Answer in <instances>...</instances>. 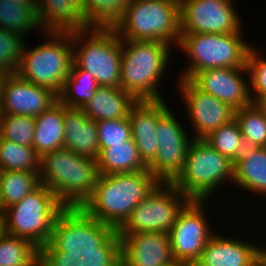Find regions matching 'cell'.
Returning a JSON list of instances; mask_svg holds the SVG:
<instances>
[{
  "instance_id": "74e56055",
  "label": "cell",
  "mask_w": 266,
  "mask_h": 266,
  "mask_svg": "<svg viewBox=\"0 0 266 266\" xmlns=\"http://www.w3.org/2000/svg\"><path fill=\"white\" fill-rule=\"evenodd\" d=\"M81 266H109V265L95 252H91L85 254Z\"/></svg>"
},
{
  "instance_id": "44dd1931",
  "label": "cell",
  "mask_w": 266,
  "mask_h": 266,
  "mask_svg": "<svg viewBox=\"0 0 266 266\" xmlns=\"http://www.w3.org/2000/svg\"><path fill=\"white\" fill-rule=\"evenodd\" d=\"M40 27L46 32H72L89 28L84 19L83 0H37Z\"/></svg>"
},
{
  "instance_id": "52a82bcc",
  "label": "cell",
  "mask_w": 266,
  "mask_h": 266,
  "mask_svg": "<svg viewBox=\"0 0 266 266\" xmlns=\"http://www.w3.org/2000/svg\"><path fill=\"white\" fill-rule=\"evenodd\" d=\"M242 33L181 34L177 46L190 61L179 78L190 80L197 72L211 68L245 67L251 44Z\"/></svg>"
},
{
  "instance_id": "60d3db41",
  "label": "cell",
  "mask_w": 266,
  "mask_h": 266,
  "mask_svg": "<svg viewBox=\"0 0 266 266\" xmlns=\"http://www.w3.org/2000/svg\"><path fill=\"white\" fill-rule=\"evenodd\" d=\"M12 3L19 5H27L29 7H37V0H10Z\"/></svg>"
},
{
  "instance_id": "2e32d148",
  "label": "cell",
  "mask_w": 266,
  "mask_h": 266,
  "mask_svg": "<svg viewBox=\"0 0 266 266\" xmlns=\"http://www.w3.org/2000/svg\"><path fill=\"white\" fill-rule=\"evenodd\" d=\"M242 74L249 75L246 66L211 68L197 72L190 81L202 92L211 94L237 110L252 103L249 81H246Z\"/></svg>"
},
{
  "instance_id": "277c9868",
  "label": "cell",
  "mask_w": 266,
  "mask_h": 266,
  "mask_svg": "<svg viewBox=\"0 0 266 266\" xmlns=\"http://www.w3.org/2000/svg\"><path fill=\"white\" fill-rule=\"evenodd\" d=\"M171 45L122 40L120 87L137 100H161L158 83L168 67Z\"/></svg>"
},
{
  "instance_id": "7a4b0ae2",
  "label": "cell",
  "mask_w": 266,
  "mask_h": 266,
  "mask_svg": "<svg viewBox=\"0 0 266 266\" xmlns=\"http://www.w3.org/2000/svg\"><path fill=\"white\" fill-rule=\"evenodd\" d=\"M5 233L29 240L49 259L83 261L72 230V214L41 184L6 208Z\"/></svg>"
},
{
  "instance_id": "d6986e66",
  "label": "cell",
  "mask_w": 266,
  "mask_h": 266,
  "mask_svg": "<svg viewBox=\"0 0 266 266\" xmlns=\"http://www.w3.org/2000/svg\"><path fill=\"white\" fill-rule=\"evenodd\" d=\"M241 241L215 233L193 266H257L261 263L262 245Z\"/></svg>"
},
{
  "instance_id": "f35d334b",
  "label": "cell",
  "mask_w": 266,
  "mask_h": 266,
  "mask_svg": "<svg viewBox=\"0 0 266 266\" xmlns=\"http://www.w3.org/2000/svg\"><path fill=\"white\" fill-rule=\"evenodd\" d=\"M83 261L49 259L43 266H81Z\"/></svg>"
},
{
  "instance_id": "484cf974",
  "label": "cell",
  "mask_w": 266,
  "mask_h": 266,
  "mask_svg": "<svg viewBox=\"0 0 266 266\" xmlns=\"http://www.w3.org/2000/svg\"><path fill=\"white\" fill-rule=\"evenodd\" d=\"M48 260L27 239L7 233L0 238V266H43Z\"/></svg>"
},
{
  "instance_id": "d4e9b609",
  "label": "cell",
  "mask_w": 266,
  "mask_h": 266,
  "mask_svg": "<svg viewBox=\"0 0 266 266\" xmlns=\"http://www.w3.org/2000/svg\"><path fill=\"white\" fill-rule=\"evenodd\" d=\"M96 163L98 173L102 175L148 170L133 139L124 141L122 144L111 145V147L99 148Z\"/></svg>"
},
{
  "instance_id": "f546056e",
  "label": "cell",
  "mask_w": 266,
  "mask_h": 266,
  "mask_svg": "<svg viewBox=\"0 0 266 266\" xmlns=\"http://www.w3.org/2000/svg\"><path fill=\"white\" fill-rule=\"evenodd\" d=\"M132 0H83L84 19L88 27L112 28Z\"/></svg>"
},
{
  "instance_id": "d590c367",
  "label": "cell",
  "mask_w": 266,
  "mask_h": 266,
  "mask_svg": "<svg viewBox=\"0 0 266 266\" xmlns=\"http://www.w3.org/2000/svg\"><path fill=\"white\" fill-rule=\"evenodd\" d=\"M99 148L122 144L132 139L131 125L128 117L96 121Z\"/></svg>"
},
{
  "instance_id": "ab89813d",
  "label": "cell",
  "mask_w": 266,
  "mask_h": 266,
  "mask_svg": "<svg viewBox=\"0 0 266 266\" xmlns=\"http://www.w3.org/2000/svg\"><path fill=\"white\" fill-rule=\"evenodd\" d=\"M253 103L266 117V94L256 98Z\"/></svg>"
},
{
  "instance_id": "7bdbcfd3",
  "label": "cell",
  "mask_w": 266,
  "mask_h": 266,
  "mask_svg": "<svg viewBox=\"0 0 266 266\" xmlns=\"http://www.w3.org/2000/svg\"><path fill=\"white\" fill-rule=\"evenodd\" d=\"M5 234V216L2 211H0V238Z\"/></svg>"
},
{
  "instance_id": "ffe728a7",
  "label": "cell",
  "mask_w": 266,
  "mask_h": 266,
  "mask_svg": "<svg viewBox=\"0 0 266 266\" xmlns=\"http://www.w3.org/2000/svg\"><path fill=\"white\" fill-rule=\"evenodd\" d=\"M64 147L84 157L98 158L97 124L80 108L64 105Z\"/></svg>"
},
{
  "instance_id": "ac0fdd59",
  "label": "cell",
  "mask_w": 266,
  "mask_h": 266,
  "mask_svg": "<svg viewBox=\"0 0 266 266\" xmlns=\"http://www.w3.org/2000/svg\"><path fill=\"white\" fill-rule=\"evenodd\" d=\"M164 99L138 100L130 109L128 119L131 125L132 139L139 155L148 166L158 150L157 122L158 118L168 109Z\"/></svg>"
},
{
  "instance_id": "f1b7e54d",
  "label": "cell",
  "mask_w": 266,
  "mask_h": 266,
  "mask_svg": "<svg viewBox=\"0 0 266 266\" xmlns=\"http://www.w3.org/2000/svg\"><path fill=\"white\" fill-rule=\"evenodd\" d=\"M0 28L21 36L40 28L37 7L19 5L10 0H0Z\"/></svg>"
},
{
  "instance_id": "7402d4cb",
  "label": "cell",
  "mask_w": 266,
  "mask_h": 266,
  "mask_svg": "<svg viewBox=\"0 0 266 266\" xmlns=\"http://www.w3.org/2000/svg\"><path fill=\"white\" fill-rule=\"evenodd\" d=\"M138 100L121 87L99 86L93 97L81 109L93 121L128 117Z\"/></svg>"
},
{
  "instance_id": "cb8c5ba5",
  "label": "cell",
  "mask_w": 266,
  "mask_h": 266,
  "mask_svg": "<svg viewBox=\"0 0 266 266\" xmlns=\"http://www.w3.org/2000/svg\"><path fill=\"white\" fill-rule=\"evenodd\" d=\"M64 147V104L58 99L45 112L35 117L32 148L42 157Z\"/></svg>"
},
{
  "instance_id": "1f68e13d",
  "label": "cell",
  "mask_w": 266,
  "mask_h": 266,
  "mask_svg": "<svg viewBox=\"0 0 266 266\" xmlns=\"http://www.w3.org/2000/svg\"><path fill=\"white\" fill-rule=\"evenodd\" d=\"M234 119L239 124L245 146L266 147V117L253 102L235 110Z\"/></svg>"
},
{
  "instance_id": "3957f363",
  "label": "cell",
  "mask_w": 266,
  "mask_h": 266,
  "mask_svg": "<svg viewBox=\"0 0 266 266\" xmlns=\"http://www.w3.org/2000/svg\"><path fill=\"white\" fill-rule=\"evenodd\" d=\"M95 159L62 147L40 157L39 180L73 214L95 189L98 178Z\"/></svg>"
},
{
  "instance_id": "83f0119b",
  "label": "cell",
  "mask_w": 266,
  "mask_h": 266,
  "mask_svg": "<svg viewBox=\"0 0 266 266\" xmlns=\"http://www.w3.org/2000/svg\"><path fill=\"white\" fill-rule=\"evenodd\" d=\"M99 87L95 78L87 71L72 64L58 99L68 108H82L93 97Z\"/></svg>"
},
{
  "instance_id": "9a60e30c",
  "label": "cell",
  "mask_w": 266,
  "mask_h": 266,
  "mask_svg": "<svg viewBox=\"0 0 266 266\" xmlns=\"http://www.w3.org/2000/svg\"><path fill=\"white\" fill-rule=\"evenodd\" d=\"M178 80V89L186 104L190 125L194 128V139H205L217 128L234 119L235 110L229 105L202 92L188 79Z\"/></svg>"
},
{
  "instance_id": "e575fe53",
  "label": "cell",
  "mask_w": 266,
  "mask_h": 266,
  "mask_svg": "<svg viewBox=\"0 0 266 266\" xmlns=\"http://www.w3.org/2000/svg\"><path fill=\"white\" fill-rule=\"evenodd\" d=\"M24 37L0 28V69L16 73L24 46Z\"/></svg>"
},
{
  "instance_id": "8fae6325",
  "label": "cell",
  "mask_w": 266,
  "mask_h": 266,
  "mask_svg": "<svg viewBox=\"0 0 266 266\" xmlns=\"http://www.w3.org/2000/svg\"><path fill=\"white\" fill-rule=\"evenodd\" d=\"M189 201L172 182H159L113 235L140 232L169 234L179 212Z\"/></svg>"
},
{
  "instance_id": "836d02e7",
  "label": "cell",
  "mask_w": 266,
  "mask_h": 266,
  "mask_svg": "<svg viewBox=\"0 0 266 266\" xmlns=\"http://www.w3.org/2000/svg\"><path fill=\"white\" fill-rule=\"evenodd\" d=\"M35 132V117L1 114L0 136L22 146L32 147Z\"/></svg>"
},
{
  "instance_id": "4316f807",
  "label": "cell",
  "mask_w": 266,
  "mask_h": 266,
  "mask_svg": "<svg viewBox=\"0 0 266 266\" xmlns=\"http://www.w3.org/2000/svg\"><path fill=\"white\" fill-rule=\"evenodd\" d=\"M40 185L39 172L0 170V211L21 201Z\"/></svg>"
},
{
  "instance_id": "8992f818",
  "label": "cell",
  "mask_w": 266,
  "mask_h": 266,
  "mask_svg": "<svg viewBox=\"0 0 266 266\" xmlns=\"http://www.w3.org/2000/svg\"><path fill=\"white\" fill-rule=\"evenodd\" d=\"M71 42L78 68L89 72L99 86L120 87L122 39L113 28L72 31Z\"/></svg>"
},
{
  "instance_id": "9c48e42d",
  "label": "cell",
  "mask_w": 266,
  "mask_h": 266,
  "mask_svg": "<svg viewBox=\"0 0 266 266\" xmlns=\"http://www.w3.org/2000/svg\"><path fill=\"white\" fill-rule=\"evenodd\" d=\"M234 162L204 139L190 142L184 167L172 183L189 199L207 201L226 180L233 182Z\"/></svg>"
},
{
  "instance_id": "ba28073f",
  "label": "cell",
  "mask_w": 266,
  "mask_h": 266,
  "mask_svg": "<svg viewBox=\"0 0 266 266\" xmlns=\"http://www.w3.org/2000/svg\"><path fill=\"white\" fill-rule=\"evenodd\" d=\"M45 33L51 37L35 48L24 44L16 74L59 95L73 64L71 32Z\"/></svg>"
},
{
  "instance_id": "8d00e7d4",
  "label": "cell",
  "mask_w": 266,
  "mask_h": 266,
  "mask_svg": "<svg viewBox=\"0 0 266 266\" xmlns=\"http://www.w3.org/2000/svg\"><path fill=\"white\" fill-rule=\"evenodd\" d=\"M252 45L248 51L246 67L248 69L249 93L252 102L266 94V58L259 55ZM261 56V57H260ZM253 93V94H252ZM254 96V97H253Z\"/></svg>"
},
{
  "instance_id": "4fadbf2b",
  "label": "cell",
  "mask_w": 266,
  "mask_h": 266,
  "mask_svg": "<svg viewBox=\"0 0 266 266\" xmlns=\"http://www.w3.org/2000/svg\"><path fill=\"white\" fill-rule=\"evenodd\" d=\"M181 34L238 33L241 20L233 0H179Z\"/></svg>"
},
{
  "instance_id": "5bb4252c",
  "label": "cell",
  "mask_w": 266,
  "mask_h": 266,
  "mask_svg": "<svg viewBox=\"0 0 266 266\" xmlns=\"http://www.w3.org/2000/svg\"><path fill=\"white\" fill-rule=\"evenodd\" d=\"M184 130L170 108L158 118V150L148 170L159 182H172L184 167L189 144L193 139Z\"/></svg>"
},
{
  "instance_id": "5b68a950",
  "label": "cell",
  "mask_w": 266,
  "mask_h": 266,
  "mask_svg": "<svg viewBox=\"0 0 266 266\" xmlns=\"http://www.w3.org/2000/svg\"><path fill=\"white\" fill-rule=\"evenodd\" d=\"M112 28L122 40L159 41L177 48L179 0H132Z\"/></svg>"
},
{
  "instance_id": "4dcf8cb0",
  "label": "cell",
  "mask_w": 266,
  "mask_h": 266,
  "mask_svg": "<svg viewBox=\"0 0 266 266\" xmlns=\"http://www.w3.org/2000/svg\"><path fill=\"white\" fill-rule=\"evenodd\" d=\"M0 170L39 172L40 156L32 147L22 146L0 136Z\"/></svg>"
},
{
  "instance_id": "7c38bea8",
  "label": "cell",
  "mask_w": 266,
  "mask_h": 266,
  "mask_svg": "<svg viewBox=\"0 0 266 266\" xmlns=\"http://www.w3.org/2000/svg\"><path fill=\"white\" fill-rule=\"evenodd\" d=\"M204 202L208 201L190 200L169 232L172 255L178 265L193 266L215 234L205 217Z\"/></svg>"
},
{
  "instance_id": "d6a6232c",
  "label": "cell",
  "mask_w": 266,
  "mask_h": 266,
  "mask_svg": "<svg viewBox=\"0 0 266 266\" xmlns=\"http://www.w3.org/2000/svg\"><path fill=\"white\" fill-rule=\"evenodd\" d=\"M204 140L233 162L240 157L245 147L239 124L235 119L217 128Z\"/></svg>"
},
{
  "instance_id": "e0dca14e",
  "label": "cell",
  "mask_w": 266,
  "mask_h": 266,
  "mask_svg": "<svg viewBox=\"0 0 266 266\" xmlns=\"http://www.w3.org/2000/svg\"><path fill=\"white\" fill-rule=\"evenodd\" d=\"M57 100L58 95L51 89L32 84L16 73H9L2 89L1 114L36 117Z\"/></svg>"
},
{
  "instance_id": "b9f144b4",
  "label": "cell",
  "mask_w": 266,
  "mask_h": 266,
  "mask_svg": "<svg viewBox=\"0 0 266 266\" xmlns=\"http://www.w3.org/2000/svg\"><path fill=\"white\" fill-rule=\"evenodd\" d=\"M8 72L0 69V102H1V96H2V89L4 85V81L6 77L8 76Z\"/></svg>"
},
{
  "instance_id": "30bf717a",
  "label": "cell",
  "mask_w": 266,
  "mask_h": 266,
  "mask_svg": "<svg viewBox=\"0 0 266 266\" xmlns=\"http://www.w3.org/2000/svg\"><path fill=\"white\" fill-rule=\"evenodd\" d=\"M109 266H177L169 234L112 235L96 252Z\"/></svg>"
},
{
  "instance_id": "603a6c76",
  "label": "cell",
  "mask_w": 266,
  "mask_h": 266,
  "mask_svg": "<svg viewBox=\"0 0 266 266\" xmlns=\"http://www.w3.org/2000/svg\"><path fill=\"white\" fill-rule=\"evenodd\" d=\"M232 183L250 193L266 196V147H244L234 162Z\"/></svg>"
},
{
  "instance_id": "6da1fadb",
  "label": "cell",
  "mask_w": 266,
  "mask_h": 266,
  "mask_svg": "<svg viewBox=\"0 0 266 266\" xmlns=\"http://www.w3.org/2000/svg\"><path fill=\"white\" fill-rule=\"evenodd\" d=\"M158 183L149 170L99 174L94 191L72 214L73 236L82 252H96Z\"/></svg>"
},
{
  "instance_id": "ee69618b",
  "label": "cell",
  "mask_w": 266,
  "mask_h": 266,
  "mask_svg": "<svg viewBox=\"0 0 266 266\" xmlns=\"http://www.w3.org/2000/svg\"><path fill=\"white\" fill-rule=\"evenodd\" d=\"M261 263L266 266V247H261Z\"/></svg>"
}]
</instances>
